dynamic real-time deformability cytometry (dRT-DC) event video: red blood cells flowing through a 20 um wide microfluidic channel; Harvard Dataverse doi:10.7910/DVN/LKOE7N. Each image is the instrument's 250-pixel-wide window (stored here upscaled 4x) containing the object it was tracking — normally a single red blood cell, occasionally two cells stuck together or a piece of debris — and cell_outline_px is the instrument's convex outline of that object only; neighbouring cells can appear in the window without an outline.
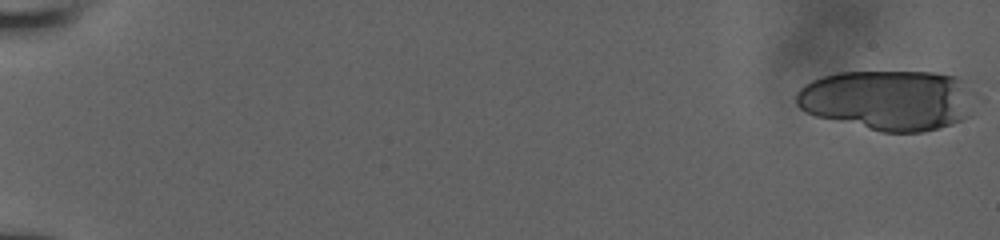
{"species": "human", "species_latin": "Homo sapiens", "temperature_condition": "room temperature", "stored_images_in_passage": 25, "camera_frame_rate_fps": 3000, "um_per_image_px": 0.085, "donor": {"sex": "male"}, "frame": {"image": 1, "passage_image": 1, "time_ms": 0.0, "image_size_px": [1000, 240], "cell_outline_px": [[972, 116], [952, 124], [924, 132], [880, 132], [816, 116], [800, 108], [796, 104], [796, 92], [804, 84], [812, 80], [836, 72], [936, 72], [956, 76], [964, 80]], "centroid_in_image_um": [75.44, 8.51], "position_along_channel_um": 9.6, "area_um2": 62.66}}